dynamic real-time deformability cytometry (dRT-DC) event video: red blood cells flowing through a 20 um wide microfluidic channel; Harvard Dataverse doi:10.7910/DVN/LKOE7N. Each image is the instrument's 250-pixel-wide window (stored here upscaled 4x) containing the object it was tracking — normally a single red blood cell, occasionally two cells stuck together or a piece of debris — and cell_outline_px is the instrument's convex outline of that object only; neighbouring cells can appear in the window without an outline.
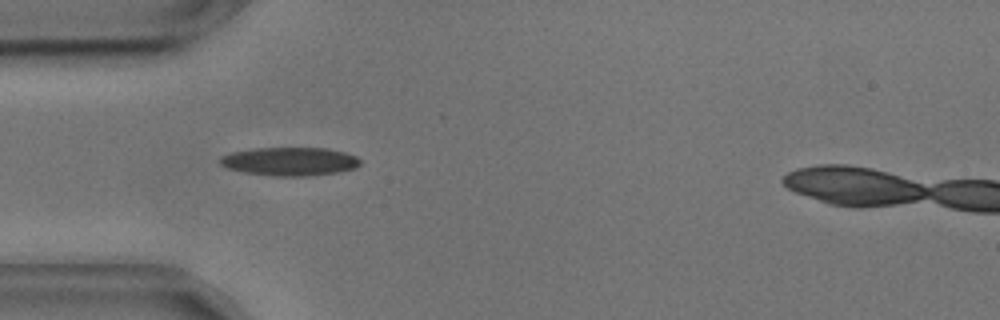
{"species": "common noctule bat (a hibernating species)", "species_latin": "Nyctalus noctula", "temperature_condition": "cold", "stored_images_in_passage": 6, "camera_frame_rate_fps": 3000, "um_per_image_px": 0.085, "animal": {"sex": "male", "body_mass_g": 17.9, "forearm_length_mm": 54.2}, "frame": {"image": 1, "passage_image": 2, "time_ms": 0.333, "image_size_px": [1000, 320], "cell_outline_px": [[360, 164], [356, 168], [336, 172], [308, 176], [272, 176], [244, 172], [228, 168], [220, 164], [220, 156], [232, 152], [256, 148], [328, 148], [344, 152], [356, 156], [360, 160]], "centroid_in_image_um": [24.63, 13.72], "position_along_channel_um": 60.4, "area_um2": 23.18}}
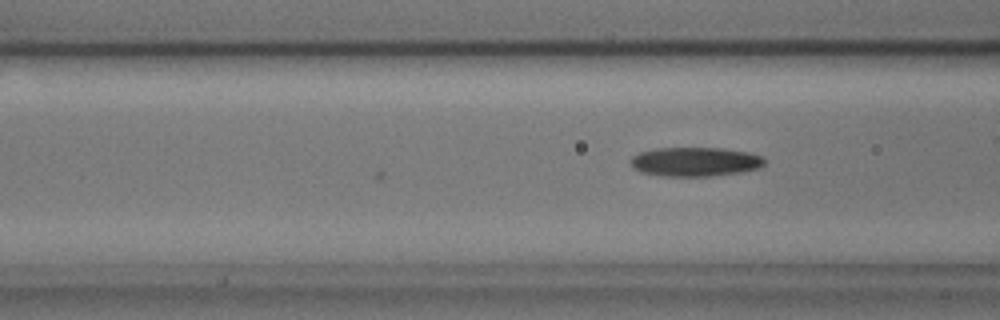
{"frame": {"image": 2, "passage_image": 6, "time_ms": 1.667, "image_size_px": [1000, 320], "cell_outline_px": [[768, 160], [760, 168], [740, 172], [708, 176], [664, 176], [640, 172], [632, 168], [632, 156], [640, 152], [656, 148], [724, 148], [748, 152], [760, 156]], "centroid_in_image_um": [59.1, 13.74], "position_along_channel_um": 107.5, "area_um2": 22.77}}